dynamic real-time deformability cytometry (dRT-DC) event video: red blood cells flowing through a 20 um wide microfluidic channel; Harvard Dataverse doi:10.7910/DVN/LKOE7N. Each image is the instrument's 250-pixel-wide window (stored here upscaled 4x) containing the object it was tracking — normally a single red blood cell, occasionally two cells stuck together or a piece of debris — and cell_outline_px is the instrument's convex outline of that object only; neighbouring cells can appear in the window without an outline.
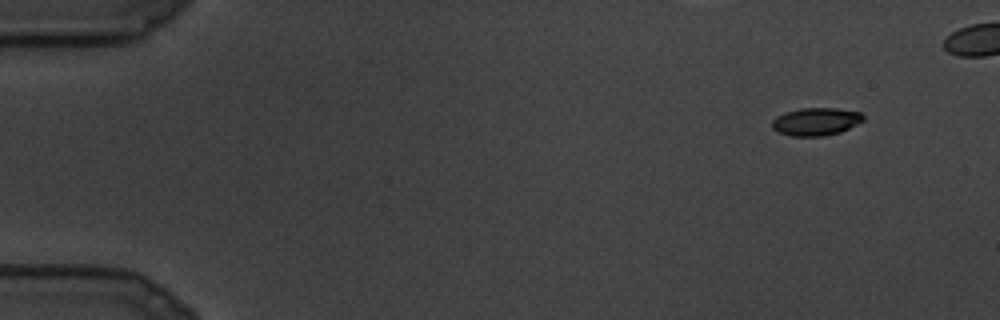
{"species": "common noctule bat (a hibernating species)", "species_latin": "Nyctalus noctula", "temperature_condition": "cold", "stored_images_in_passage": 14, "camera_frame_rate_fps": 3000, "um_per_image_px": 0.085, "animal": {"sex": "male", "body_mass_g": 19.5, "forearm_length_mm": 54.6}, "frame": {"image": 1, "passage_image": 1, "time_ms": 0.0, "image_size_px": [1000, 320], "cell_outline_px": [[864, 120], [840, 132], [824, 136], [792, 136], [776, 132], [772, 128], [772, 120], [776, 116], [784, 112], [800, 108], [836, 108], [860, 112], [864, 116]], "centroid_in_image_um": [69.32, 10.33], "position_along_channel_um": 15.7, "area_um2": 14.85}}